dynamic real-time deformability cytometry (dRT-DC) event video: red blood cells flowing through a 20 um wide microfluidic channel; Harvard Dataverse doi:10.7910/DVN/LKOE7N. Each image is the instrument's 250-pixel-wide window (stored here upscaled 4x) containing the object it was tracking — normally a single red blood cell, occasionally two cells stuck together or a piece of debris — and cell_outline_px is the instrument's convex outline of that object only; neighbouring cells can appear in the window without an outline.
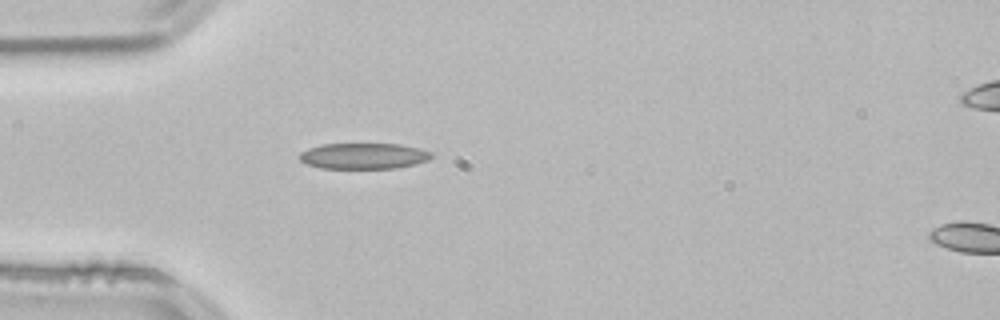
{"species": "common noctule bat (a hibernating species)", "species_latin": "Nyctalus noctula", "temperature_condition": "room temperature", "stored_images_in_passage": 39, "camera_frame_rate_fps": 3000, "um_per_image_px": 0.085, "animal": {"sex": "male", "body_mass_g": 21.5, "forearm_length_mm": 52.0}, "frame": {"image": 1, "passage_image": 1, "time_ms": 0.0, "image_size_px": [1000, 320], "cell_outline_px": [[432, 156], [428, 160], [416, 164], [396, 168], [320, 168], [304, 164], [300, 160], [300, 152], [308, 148], [320, 144], [400, 144], [420, 148], [432, 152]], "centroid_in_image_um": [30.9, 13.26], "position_along_channel_um": 54.1, "area_um2": 20.06}}
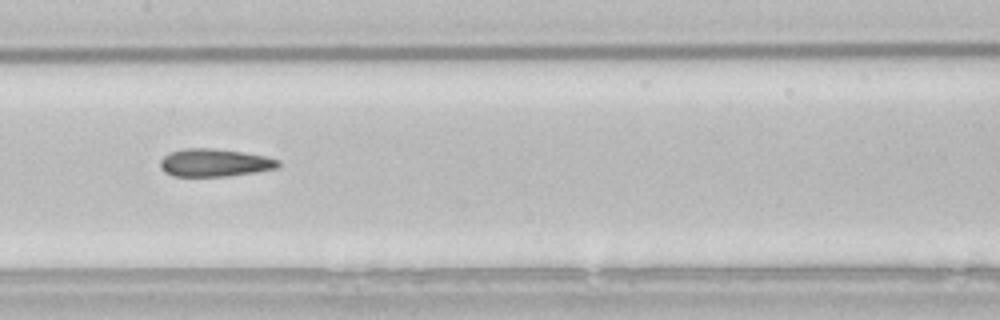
{"frame": {"image": 2, "passage_image": 12, "time_ms": 3.667, "image_size_px": [1000, 320], "cell_outline_px": [[280, 164], [276, 168], [256, 172], [228, 176], [172, 176], [164, 172], [160, 168], [160, 160], [168, 152], [184, 148], [212, 148], [240, 152], [264, 156], [280, 160]], "centroid_in_image_um": [18.19, 13.83], "position_along_channel_um": 189.2, "area_um2": 19.13}}
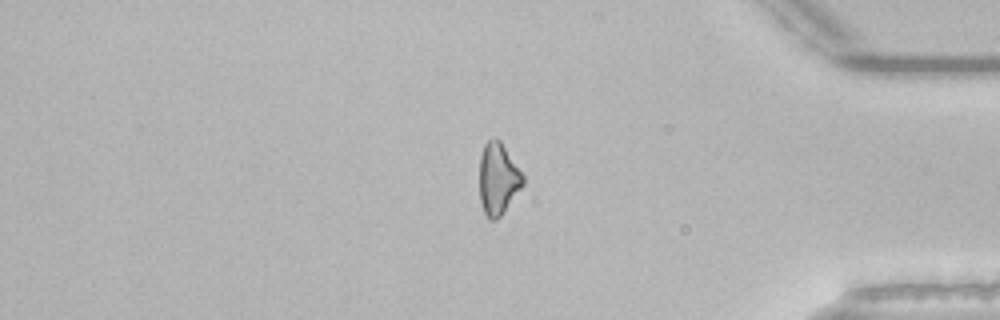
{"frame": {"image": 3, "passage_image": 30, "time_ms": 9.667, "image_size_px": [1000, 320], "cell_outline_px": [[524, 184], [500, 216], [496, 220], [488, 220], [484, 212], [480, 200], [480, 156], [484, 144], [492, 136], [496, 136], [500, 140], [524, 176]], "centroid_in_image_um": [42.32, 15.18], "position_along_channel_um": 392.9, "area_um2": 18.15}, "authors_computed_cell_mechanics": {"area_um2": 18.8428, "velocity_mm_per_s": 3.861, "shape_relaxation_time_tau1_ms": null, "shape_relaxation_time_tau2_ms": 4.7691, "deformation_change_tau1": null, "deformation_change_tau2": 0.1517}}